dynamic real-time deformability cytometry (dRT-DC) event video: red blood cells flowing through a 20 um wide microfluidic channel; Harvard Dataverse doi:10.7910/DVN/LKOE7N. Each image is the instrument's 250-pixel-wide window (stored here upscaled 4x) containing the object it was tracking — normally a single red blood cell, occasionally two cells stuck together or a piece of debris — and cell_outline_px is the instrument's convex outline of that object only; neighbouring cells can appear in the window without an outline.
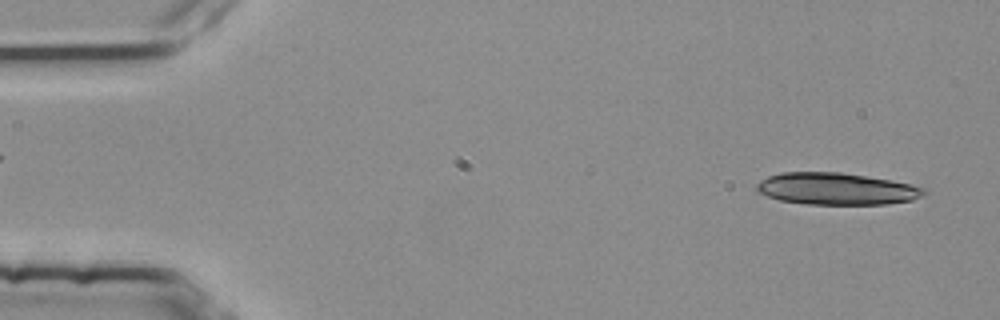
{"species": "common noctule bat (a hibernating species)", "species_latin": "Nyctalus noctula", "temperature_condition": "room temperature", "stored_images_in_passage": 4, "segment_of_instrument_passage": [2, 2], "camera_frame_rate_fps": 3000, "um_per_image_px": 0.085, "animal": {"sex": "female", "body_mass_g": 25.1}, "frame": {"image": 1, "passage_image": 4, "time_ms": 1.0, "image_size_px": [1000, 320], "cell_outline_px": [[928, 192], [924, 196], [912, 200], [888, 204], [804, 204], [780, 200], [756, 192], [756, 184], [760, 180], [768, 176], [780, 172], [840, 172], [912, 184], [924, 188]], "centroid_in_image_um": [71.09, 16.05], "position_along_channel_um": 13.9, "area_um2": 31.21}}